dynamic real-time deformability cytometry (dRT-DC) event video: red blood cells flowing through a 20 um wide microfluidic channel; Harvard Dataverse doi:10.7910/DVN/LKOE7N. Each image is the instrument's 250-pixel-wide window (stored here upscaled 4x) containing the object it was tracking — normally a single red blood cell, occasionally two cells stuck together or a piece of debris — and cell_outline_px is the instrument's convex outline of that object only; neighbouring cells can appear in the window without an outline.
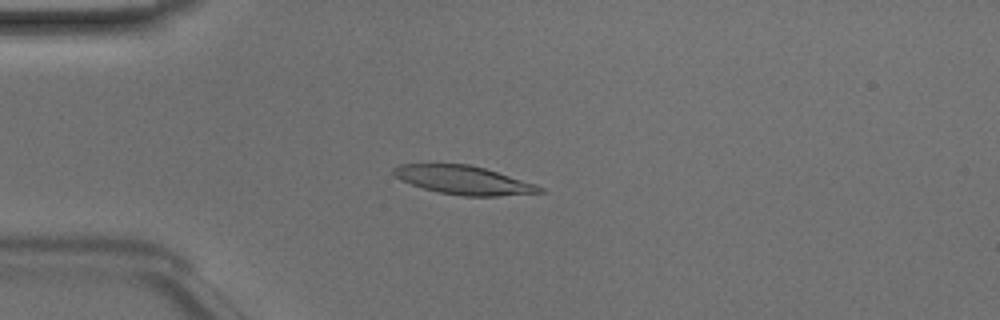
{"species": "Egyptian fruit bat (a non-hibernating species)", "species_latin": "Rousettus aegyptiacus", "temperature_condition": "room temperature", "stored_images_in_passage": 49, "camera_frame_rate_fps": 3000, "um_per_image_px": 0.085, "animal": {"sex": "male"}, "frame": {"image": 1, "passage_image": 13, "time_ms": 4.0, "image_size_px": [1000, 320], "cell_outline_px": [[544, 192], [496, 196], [464, 196], [440, 192], [424, 188], [412, 184], [396, 176], [392, 172], [392, 168], [400, 164], [468, 164], [484, 168], [536, 184], [544, 188]], "centroid_in_image_um": [39.43, 15.3], "position_along_channel_um": 45.6, "area_um2": 23.93}}
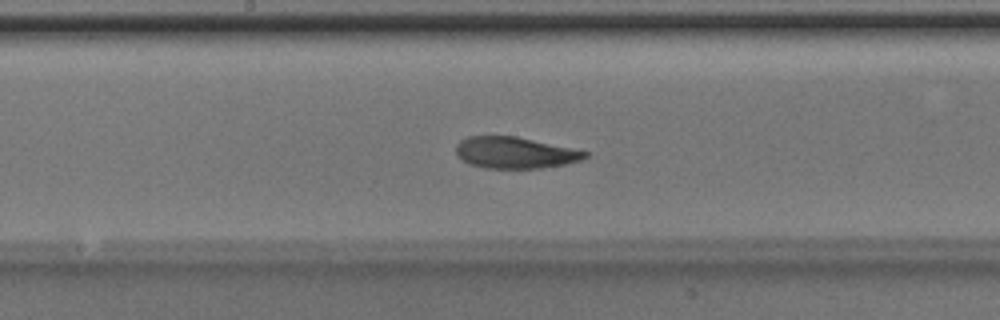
{"frame": {"image": 2, "passage_image": 26, "time_ms": 8.333, "image_size_px": [1000, 320], "cell_outline_px": [[588, 156], [584, 160], [564, 164], [540, 168], [484, 168], [468, 164], [456, 156], [456, 144], [460, 140], [468, 136], [516, 136], [588, 152]], "centroid_in_image_um": [43.72, 12.98], "position_along_channel_um": 204.5, "area_um2": 23.64}}
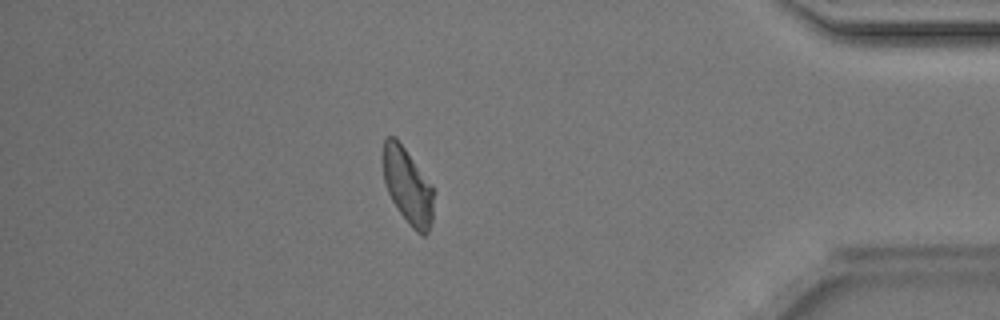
{"frame": {"image": 3, "passage_image": 43, "time_ms": 14.0, "image_size_px": [1000, 320], "cell_outline_px": [[432, 220], [428, 232], [424, 236], [420, 236], [408, 224], [392, 200], [388, 192], [384, 180], [384, 140], [388, 136], [396, 136], [432, 184]], "centroid_in_image_um": [34.66, 15.82], "position_along_channel_um": 400.5, "area_um2": 22.14}, "authors_computed_cell_mechanics": {"area_um2": 24.0448, "velocity_mm_per_s": 4.1246, "shape_relaxation_time_tau1_ms": 5.0439, "shape_relaxation_time_tau2_ms": 3.2527, "deformation_change_tau1": 0.1812, "deformation_change_tau2": 0.0702}}